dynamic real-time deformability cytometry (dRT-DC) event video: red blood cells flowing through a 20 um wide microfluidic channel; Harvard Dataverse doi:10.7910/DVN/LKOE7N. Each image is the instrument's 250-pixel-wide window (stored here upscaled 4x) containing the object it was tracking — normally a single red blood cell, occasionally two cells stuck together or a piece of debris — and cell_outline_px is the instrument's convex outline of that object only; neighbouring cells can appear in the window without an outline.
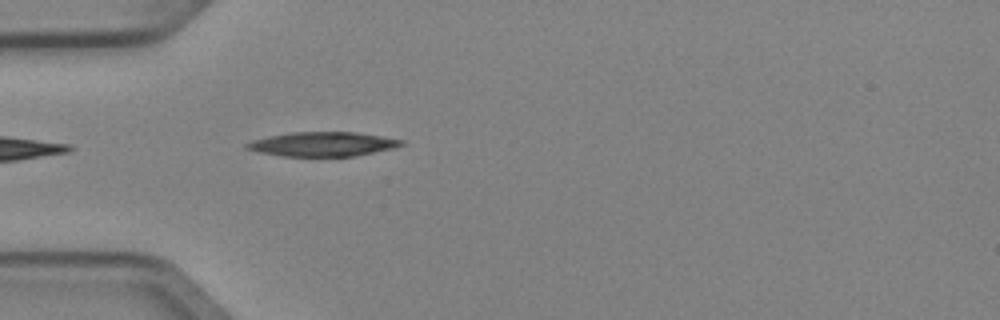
{"species": "Egyptian fruit bat (a non-hibernating species)", "species_latin": "Rousettus aegyptiacus", "temperature_condition": "cold", "stored_images_in_passage": 4, "camera_frame_rate_fps": 3000, "um_per_image_px": 0.085, "animal": {"sex": "female"}, "frame": {"image": 1, "passage_image": 4, "time_ms": 1.0, "image_size_px": [1000, 320], "cell_outline_px": [[404, 144], [396, 148], [356, 156], [280, 156], [260, 152], [244, 148], [244, 144], [252, 140], [268, 136], [292, 132], [356, 132], [404, 140]], "centroid_in_image_um": [27.43, 12.25], "position_along_channel_um": 57.6, "area_um2": 22.02}}